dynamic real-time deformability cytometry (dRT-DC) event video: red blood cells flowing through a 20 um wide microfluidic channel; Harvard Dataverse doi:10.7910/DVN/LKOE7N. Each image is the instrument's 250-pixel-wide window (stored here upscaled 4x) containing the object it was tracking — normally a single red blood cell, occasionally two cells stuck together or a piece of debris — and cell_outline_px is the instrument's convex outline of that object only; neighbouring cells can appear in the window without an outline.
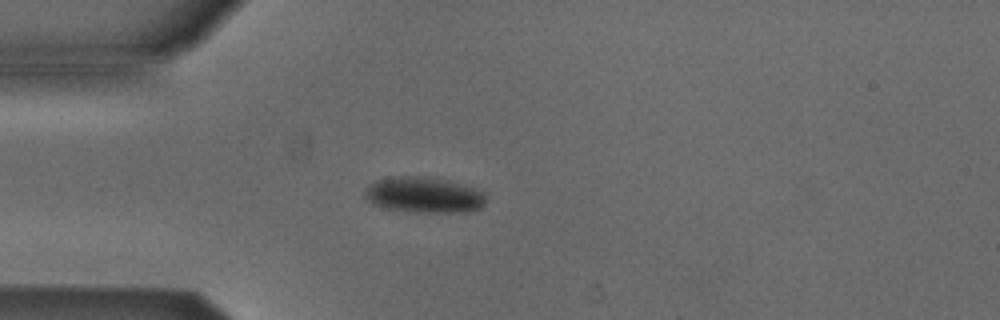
{"species": "Egyptian fruit bat (a non-hibernating species)", "species_latin": "Rousettus aegyptiacus", "temperature_condition": "cold", "stored_images_in_passage": 4, "camera_frame_rate_fps": 3000, "um_per_image_px": 0.085, "animal": {"sex": "male"}, "frame": {"image": 1, "passage_image": 4, "time_ms": 1.0, "image_size_px": [1000, 320], "cell_outline_px": [[484, 204], [480, 208], [472, 212], [408, 212], [388, 208], [372, 204], [364, 196], [364, 192], [368, 184], [376, 180], [392, 176], [432, 176], [460, 184], [484, 192]], "centroid_in_image_um": [35.99, 16.56], "position_along_channel_um": 49.0, "area_um2": 25.43}}